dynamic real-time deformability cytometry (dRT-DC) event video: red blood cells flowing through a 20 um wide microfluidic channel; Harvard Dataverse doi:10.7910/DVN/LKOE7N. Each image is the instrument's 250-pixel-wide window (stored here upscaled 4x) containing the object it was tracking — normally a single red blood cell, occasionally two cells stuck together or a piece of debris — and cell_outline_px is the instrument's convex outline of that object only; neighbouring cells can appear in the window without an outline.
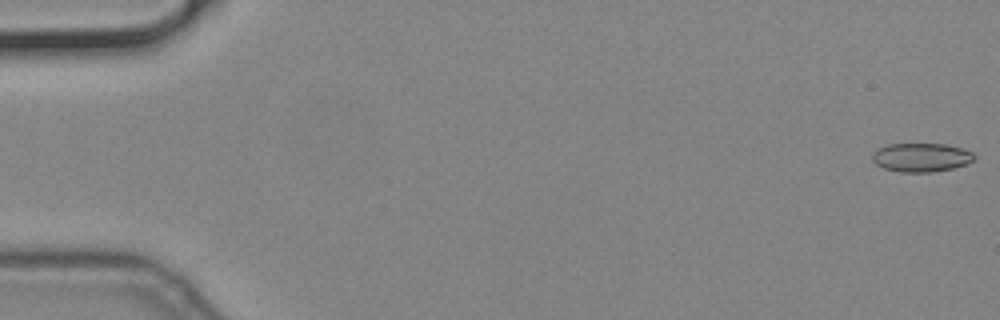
{"species": "common noctule bat (a hibernating species)", "species_latin": "Nyctalus noctula", "temperature_condition": "cold", "stored_images_in_passage": 55, "camera_frame_rate_fps": 3000, "um_per_image_px": 0.085, "animal": {"sex": "male", "body_mass_g": 19.2, "forearm_length_mm": 51.8}, "frame": {"image": 1, "passage_image": 1, "time_ms": 0.0, "image_size_px": [1000, 320], "cell_outline_px": [[976, 160], [968, 164], [952, 168], [932, 172], [900, 172], [884, 168], [876, 164], [872, 160], [872, 152], [876, 148], [888, 144], [944, 144], [960, 148], [972, 152], [976, 156]], "centroid_in_image_um": [78.3, 13.38], "position_along_channel_um": 6.7, "area_um2": 17.22}}
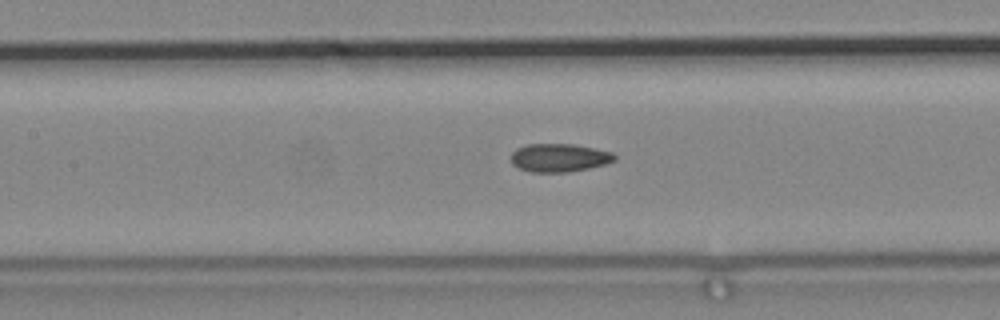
{"frame": {"image": 2, "passage_image": 26, "time_ms": 8.333, "image_size_px": [1000, 320], "cell_outline_px": [[616, 160], [608, 164], [568, 172], [532, 172], [520, 168], [512, 164], [512, 152], [516, 148], [528, 144], [572, 144], [612, 152], [616, 156]], "centroid_in_image_um": [47.55, 13.41], "position_along_channel_um": 159.8, "area_um2": 16.99}}
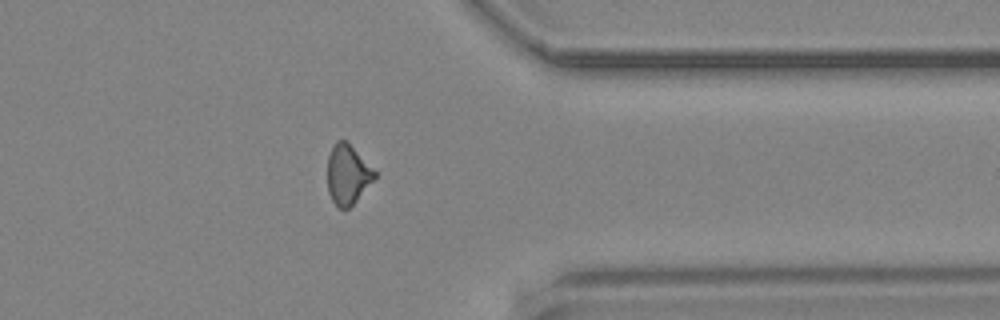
{"frame": {"image": 3, "passage_image": 45, "time_ms": 14.667, "image_size_px": [1000, 320], "cell_outline_px": [[376, 176], [356, 200], [344, 212], [332, 200], [328, 192], [328, 156], [332, 144], [336, 140], [344, 140], [376, 172]], "centroid_in_image_um": [29.51, 14.85], "position_along_channel_um": 381.9, "area_um2": 15.95}}